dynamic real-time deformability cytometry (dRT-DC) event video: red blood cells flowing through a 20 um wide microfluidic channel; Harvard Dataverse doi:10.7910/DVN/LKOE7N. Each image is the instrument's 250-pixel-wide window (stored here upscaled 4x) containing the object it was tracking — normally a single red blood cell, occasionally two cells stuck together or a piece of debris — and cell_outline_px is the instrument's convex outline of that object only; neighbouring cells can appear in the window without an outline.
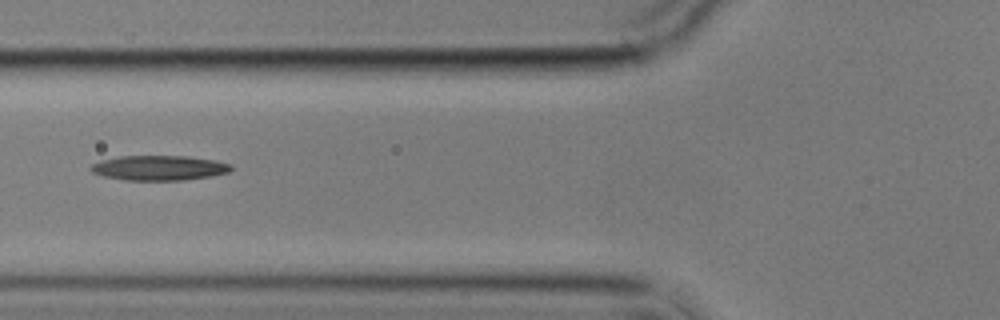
{"species": "common noctule bat (a hibernating species)", "species_latin": "Nyctalus noctula", "temperature_condition": "cold", "stored_images_in_passage": 9, "camera_frame_rate_fps": 3000, "um_per_image_px": 0.085, "animal": {"sex": "male", "body_mass_g": 17.9}, "frame": {"image": 1, "passage_image": 6, "time_ms": 6.0, "image_size_px": [1000, 320], "cell_outline_px": [[232, 168], [228, 172], [212, 176], [184, 180], [124, 180], [104, 176], [92, 172], [88, 168], [92, 164], [100, 160], [120, 156], [188, 156], [216, 160], [232, 164]], "centroid_in_image_um": [13.52, 14.27], "position_along_channel_um": 112.3, "area_um2": 20.46}}
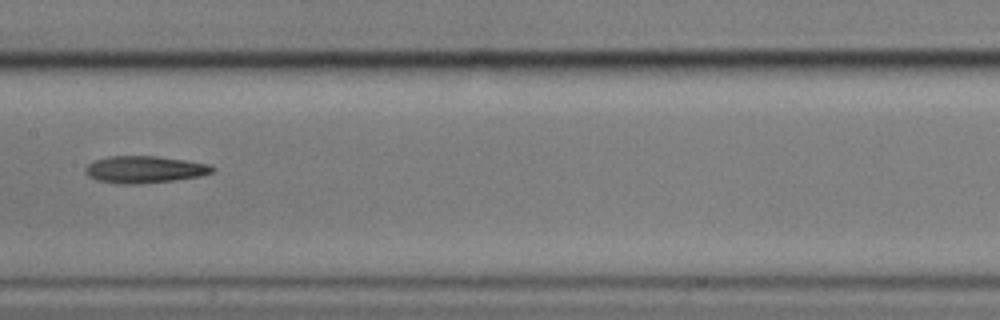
{"frame": {"image": 2, "passage_image": 8, "time_ms": 8.333, "image_size_px": [1000, 320], "cell_outline_px": [[216, 168], [212, 172], [200, 176], [172, 180], [136, 184], [116, 184], [96, 180], [88, 176], [84, 172], [84, 168], [88, 164], [96, 160], [108, 156], [156, 156], [212, 164]], "centroid_in_image_um": [12.27, 14.4], "position_along_channel_um": 195.1, "area_um2": 20.06}}
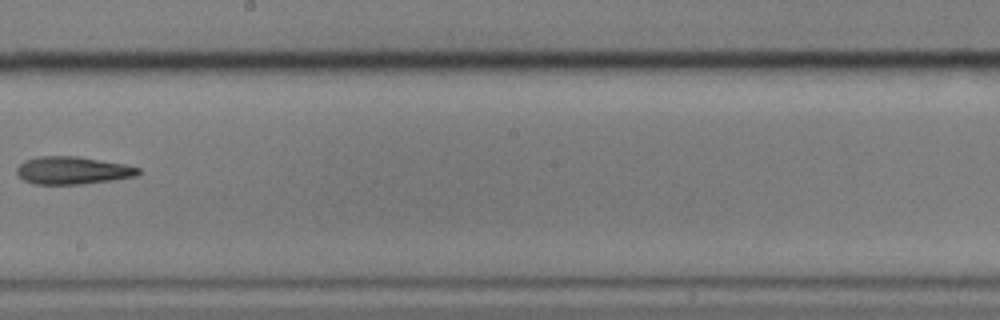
{"frame": {"image": 3, "passage_image": 9, "time_ms": 9.667, "image_size_px": [1000, 320], "cell_outline_px": [[140, 172], [136, 176], [112, 180], [80, 184], [32, 184], [24, 180], [16, 172], [16, 168], [24, 160], [36, 156], [76, 156], [124, 164], [140, 168]], "centroid_in_image_um": [6.14, 14.48], "position_along_channel_um": 242.1, "area_um2": 19.54}}